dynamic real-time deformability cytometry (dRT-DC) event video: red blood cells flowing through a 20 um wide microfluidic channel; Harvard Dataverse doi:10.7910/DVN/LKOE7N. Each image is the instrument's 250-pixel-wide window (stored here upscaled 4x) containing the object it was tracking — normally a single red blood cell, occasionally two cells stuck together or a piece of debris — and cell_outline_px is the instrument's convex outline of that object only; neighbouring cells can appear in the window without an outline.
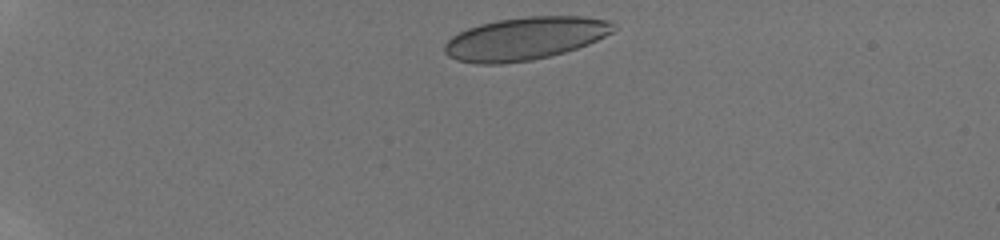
{"species": "human", "species_latin": "Homo sapiens", "temperature_condition": "room temperature", "stored_images_in_passage": 31, "camera_frame_rate_fps": 3000, "um_per_image_px": 0.085, "donor": {"sex": "male"}, "frame": {"image": 1, "passage_image": 1, "time_ms": 0.0, "image_size_px": [1000, 240], "cell_outline_px": [[620, 28], [588, 44], [564, 52], [532, 60], [500, 64], [476, 64], [456, 60], [448, 56], [444, 52], [444, 44], [452, 36], [468, 28], [480, 24], [496, 20], [528, 16], [584, 16], [612, 20]], "centroid_in_image_um": [44.66, 3.27], "position_along_channel_um": 40.3, "area_um2": 42.43}}
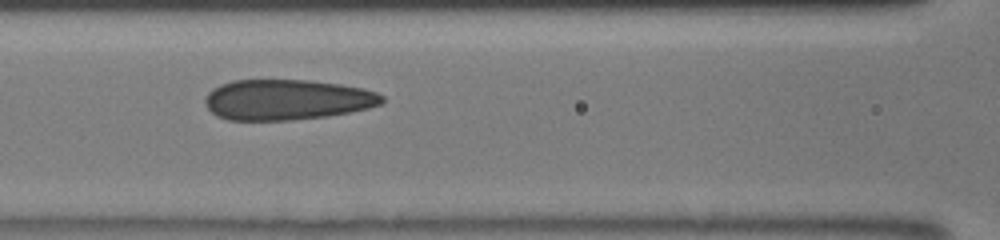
{"frame": {"image": 2, "passage_image": 11, "time_ms": 4.333, "image_size_px": [1000, 240], "cell_outline_px": [[384, 104], [368, 108], [328, 116], [292, 120], [228, 120], [216, 116], [204, 104], [204, 100], [208, 92], [212, 88], [220, 84], [232, 80], [308, 80], [340, 84], [364, 88], [376, 92], [384, 96]], "centroid_in_image_um": [24.38, 8.47], "position_along_channel_um": 142.2, "area_um2": 42.08}}
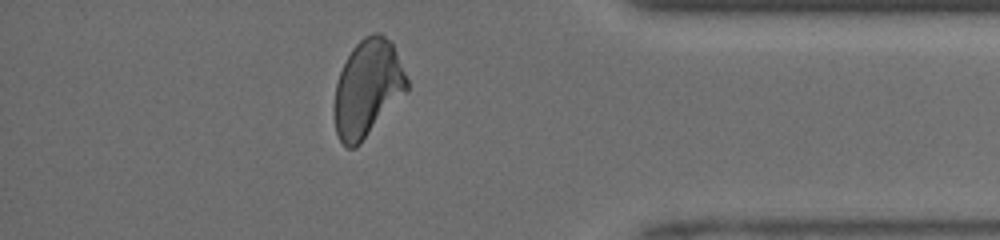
{"frame": {"image": 3, "passage_image": 27, "time_ms": 11.0, "image_size_px": [1000, 240], "cell_outline_px": [[408, 92], [360, 144], [356, 148], [348, 148], [340, 140], [336, 132], [332, 108], [336, 84], [340, 72], [352, 48], [364, 36], [372, 32], [380, 32], [392, 40], [408, 80]], "centroid_in_image_um": [31.25, 7.5], "position_along_channel_um": 404.0, "area_um2": 41.67}, "authors_computed_cell_mechanics": {"area_um2": 42.0206, "velocity_mm_per_s": 4.1861, "shape_relaxation_time_tau1_ms": null, "shape_relaxation_time_tau2_ms": 1.1758, "deformation_change_tau1": null, "deformation_change_tau2": 0.0773}}